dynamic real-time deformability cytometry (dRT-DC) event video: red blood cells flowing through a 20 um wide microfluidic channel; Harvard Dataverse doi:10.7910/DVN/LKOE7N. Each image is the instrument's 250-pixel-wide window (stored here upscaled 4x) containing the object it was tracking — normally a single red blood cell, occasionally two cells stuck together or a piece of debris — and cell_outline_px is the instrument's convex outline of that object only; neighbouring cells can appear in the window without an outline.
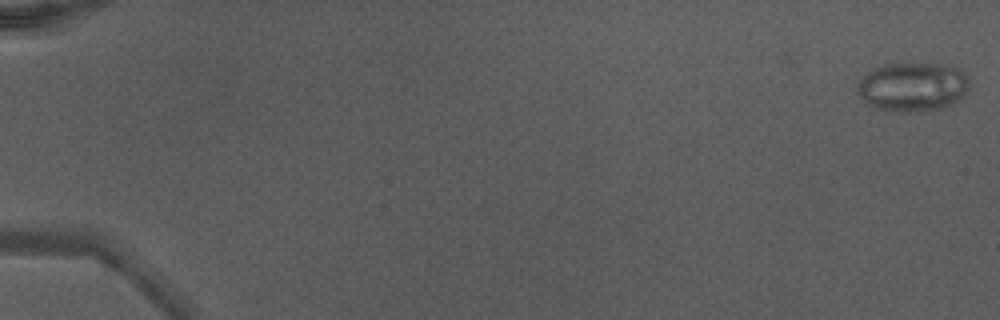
{"species": "Egyptian fruit bat (a non-hibernating species)", "species_latin": "Rousettus aegyptiacus", "temperature_condition": "warm", "stored_images_in_passage": 49, "camera_frame_rate_fps": 3000, "um_per_image_px": 0.085, "animal": {"sex": "male"}, "frame": {"image": 1, "passage_image": 1, "time_ms": 0.0, "image_size_px": [1000, 320], "cell_outline_px": [[968, 88], [956, 100], [940, 108], [912, 112], [892, 112], [876, 108], [868, 104], [860, 96], [856, 88], [856, 84], [872, 68], [884, 64], [944, 64], [960, 68], [964, 72], [968, 80]], "centroid_in_image_um": [77.53, 7.37], "position_along_channel_um": 7.5, "area_um2": 31.79}}
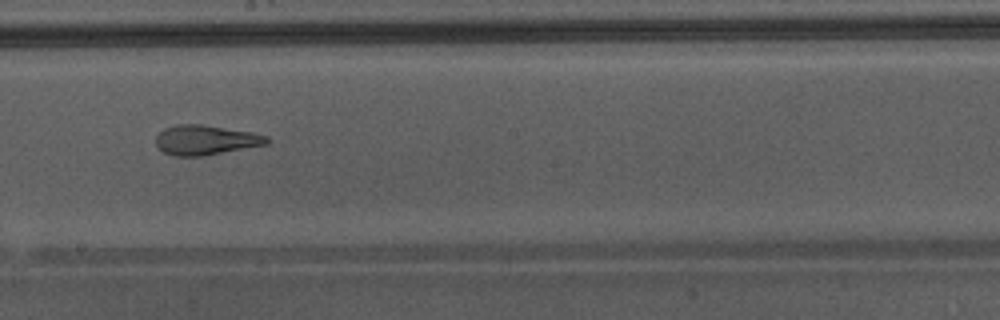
{"frame": {"image": 2, "passage_image": 30, "time_ms": 9.667, "image_size_px": [1000, 320], "cell_outline_px": [[268, 144], [204, 156], [176, 156], [164, 152], [156, 148], [156, 136], [164, 128], [176, 124], [200, 124], [252, 132], [268, 136]], "centroid_in_image_um": [17.45, 11.9], "position_along_channel_um": 230.7, "area_um2": 19.31}}
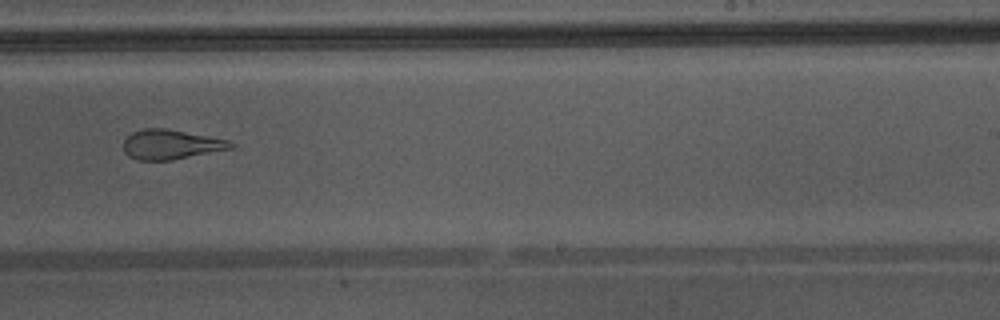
{"frame": {"image": 3, "passage_image": 33, "time_ms": 10.667, "image_size_px": [1000, 320], "cell_outline_px": [[236, 144], [232, 148], [172, 160], [136, 160], [128, 156], [124, 152], [124, 140], [132, 132], [144, 128], [164, 128], [208, 136], [228, 140]], "centroid_in_image_um": [14.5, 12.28], "position_along_channel_um": 274.5, "area_um2": 18.44}, "authors_computed_cell_mechanics": {"area_um2": 23.9292, "velocity_mm_per_s": 4.3889, "shape_relaxation_time_tau1_ms": null, "shape_relaxation_time_tau2_ms": 1.8748, "deformation_change_tau1": null, "deformation_change_tau2": 0.0937}}